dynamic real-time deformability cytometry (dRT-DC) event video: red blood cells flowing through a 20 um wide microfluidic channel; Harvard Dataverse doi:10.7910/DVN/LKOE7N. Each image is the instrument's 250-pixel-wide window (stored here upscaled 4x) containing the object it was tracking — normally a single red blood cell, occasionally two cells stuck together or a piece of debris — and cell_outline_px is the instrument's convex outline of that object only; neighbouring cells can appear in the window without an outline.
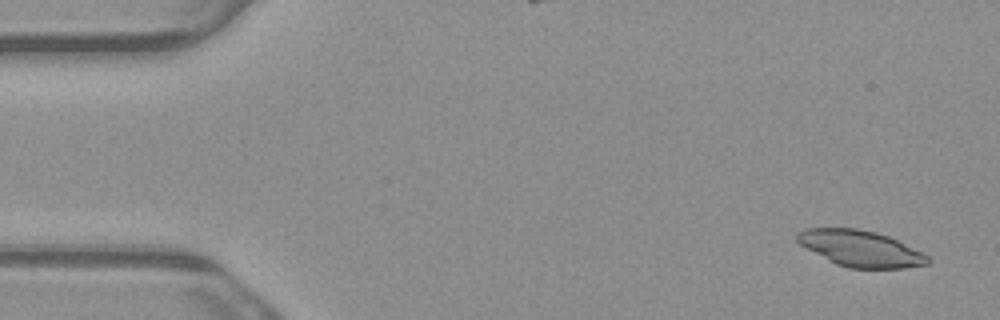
{"species": "common noctule bat (a hibernating species)", "species_latin": "Nyctalus noctula", "temperature_condition": "warm", "stored_images_in_passage": 4, "camera_frame_rate_fps": 3000, "um_per_image_px": 0.085, "animal": {"sex": "male", "body_mass_g": 23.1, "forearm_length_mm": 52.7}, "frame": {"image": 1, "passage_image": 1, "time_ms": 0.0, "image_size_px": [1000, 320], "cell_outline_px": [[932, 260], [928, 264], [904, 268], [848, 268], [836, 264], [828, 260], [800, 244], [796, 240], [796, 232], [804, 228], [856, 228], [876, 232], [888, 236], [928, 256]], "centroid_in_image_um": [73.11, 21.12], "position_along_channel_um": 11.9, "area_um2": 27.28}}